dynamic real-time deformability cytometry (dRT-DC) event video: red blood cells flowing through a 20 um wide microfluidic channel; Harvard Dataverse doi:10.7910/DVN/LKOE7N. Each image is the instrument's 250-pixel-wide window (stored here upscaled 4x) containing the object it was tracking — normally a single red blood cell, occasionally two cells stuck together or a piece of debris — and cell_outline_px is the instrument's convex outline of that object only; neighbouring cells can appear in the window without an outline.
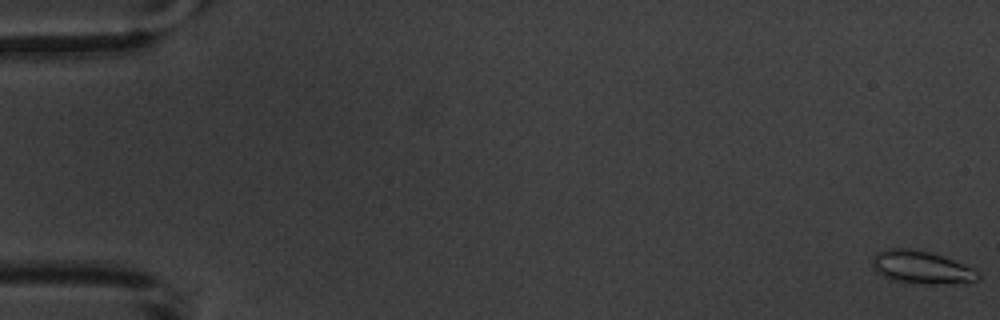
{"species": "common noctule bat (a hibernating species)", "species_latin": "Nyctalus noctula", "temperature_condition": "warm", "stored_images_in_passage": 9, "camera_frame_rate_fps": 3000, "um_per_image_px": 0.085, "animal": {"sex": "male", "body_mass_g": 20.1, "forearm_length_mm": 53.5}, "frame": {"image": 1, "passage_image": 1, "time_ms": 0.0, "image_size_px": [1000, 320], "cell_outline_px": [[980, 280], [964, 284], [920, 284], [892, 280], [876, 272], [872, 268], [872, 256], [876, 252], [888, 248], [912, 248], [932, 252], [972, 268], [980, 272]], "centroid_in_image_um": [78.33, 22.73], "position_along_channel_um": 6.7, "area_um2": 20.75}}
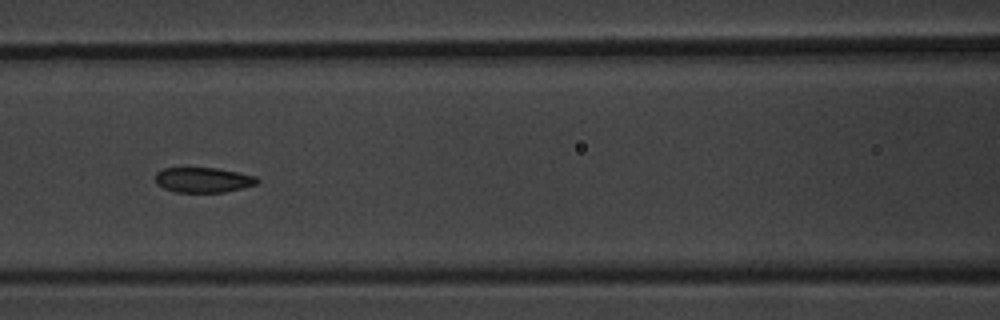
{"frame": {"image": 2, "passage_image": 8, "time_ms": 8.333, "image_size_px": [1000, 320], "cell_outline_px": [[260, 180], [256, 184], [244, 188], [224, 192], [176, 192], [164, 188], [156, 184], [156, 172], [164, 168], [216, 168], [256, 176]], "centroid_in_image_um": [17.28, 15.3], "position_along_channel_um": 149.3, "area_um2": 14.85}}
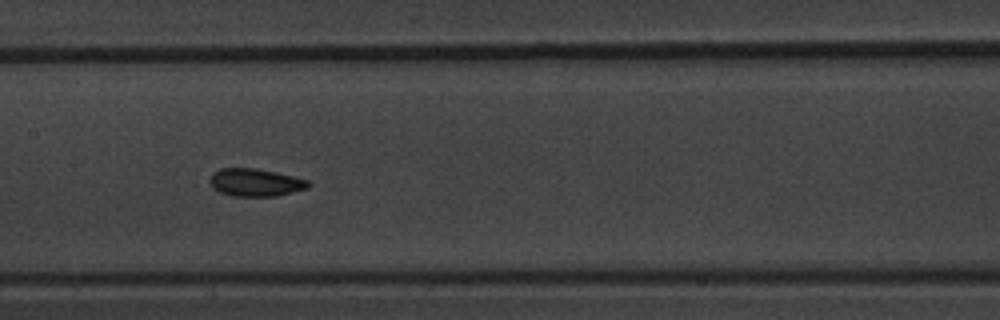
{"frame": {"image": 3, "passage_image": 9, "time_ms": 9.333, "image_size_px": [1000, 320], "cell_outline_px": [[312, 184], [308, 188], [276, 196], [232, 196], [220, 192], [212, 188], [208, 180], [212, 172], [220, 168], [256, 168], [276, 172], [308, 180]], "centroid_in_image_um": [21.68, 15.5], "position_along_channel_um": 185.7, "area_um2": 16.07}}